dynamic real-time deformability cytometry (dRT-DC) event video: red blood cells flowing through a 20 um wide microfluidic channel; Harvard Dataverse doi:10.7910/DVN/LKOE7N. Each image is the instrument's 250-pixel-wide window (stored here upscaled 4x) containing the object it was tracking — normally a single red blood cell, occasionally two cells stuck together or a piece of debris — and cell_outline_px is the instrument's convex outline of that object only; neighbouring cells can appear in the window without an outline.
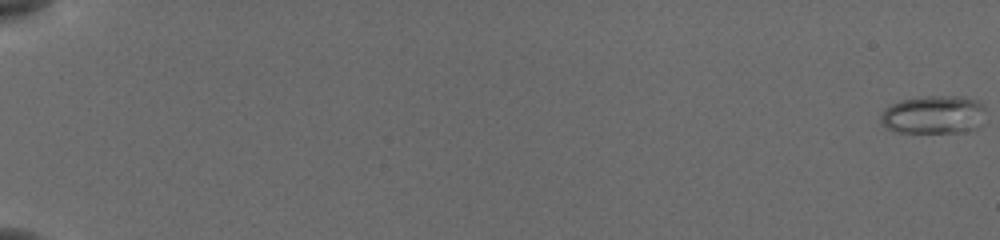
{"species": "common noctule bat (a hibernating species)", "species_latin": "Nyctalus noctula", "temperature_condition": "cold", "stored_images_in_passage": 57, "camera_frame_rate_fps": 3000, "um_per_image_px": 0.085, "animal": {"sex": "female", "body_mass_g": 19.5, "forearm_length_mm": 54.1}, "frame": {"image": 1, "passage_image": 1, "time_ms": 0.0, "image_size_px": [1000, 240], "cell_outline_px": [[984, 108], [976, 128], [956, 132], [900, 132], [884, 128], [880, 120], [880, 116], [884, 108], [900, 100], [924, 96], [964, 96], [976, 100]], "centroid_in_image_um": [79.26, 9.74], "position_along_channel_um": 5.7, "area_um2": 23.12}}
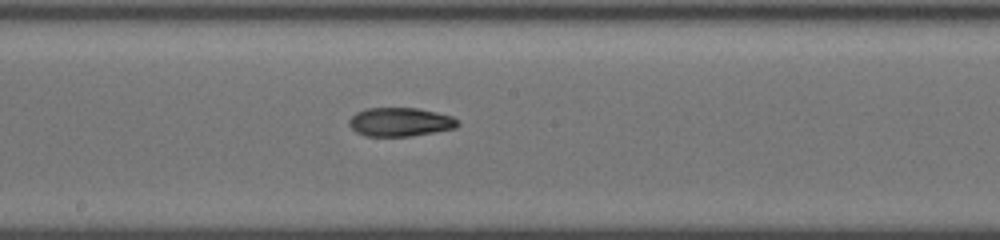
{"frame": {"image": 2, "passage_image": 34, "time_ms": 11.0, "image_size_px": [1000, 240], "cell_outline_px": [[460, 124], [456, 128], [412, 136], [364, 136], [356, 132], [348, 124], [348, 120], [356, 112], [364, 108], [420, 108], [452, 116]], "centroid_in_image_um": [33.99, 10.36], "position_along_channel_um": 214.2, "area_um2": 18.32}}
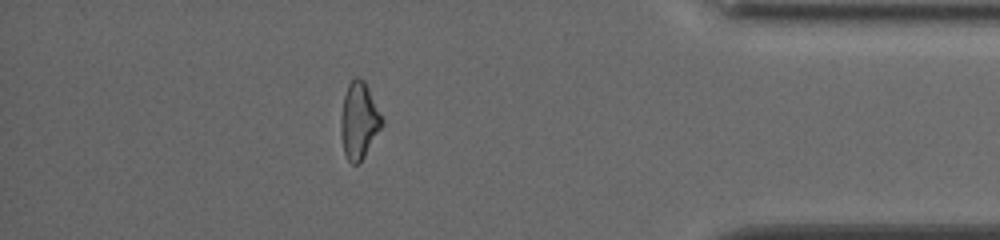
{"frame": {"image": 3, "passage_image": 51, "time_ms": 16.667, "image_size_px": [1000, 240], "cell_outline_px": [[384, 124], [364, 156], [356, 164], [352, 164], [348, 160], [344, 152], [340, 136], [340, 116], [344, 96], [348, 84], [352, 76], [356, 76], [364, 80], [384, 120]], "centroid_in_image_um": [30.5, 10.22], "position_along_channel_um": 404.7, "area_um2": 18.44}, "authors_computed_cell_mechanics": {"area_um2": 18.5538, "velocity_mm_per_s": 3.8687, "shape_relaxation_time_tau1_ms": null, "shape_relaxation_time_tau2_ms": 4.8556, "deformation_change_tau1": null, "deformation_change_tau2": 0.1188}}